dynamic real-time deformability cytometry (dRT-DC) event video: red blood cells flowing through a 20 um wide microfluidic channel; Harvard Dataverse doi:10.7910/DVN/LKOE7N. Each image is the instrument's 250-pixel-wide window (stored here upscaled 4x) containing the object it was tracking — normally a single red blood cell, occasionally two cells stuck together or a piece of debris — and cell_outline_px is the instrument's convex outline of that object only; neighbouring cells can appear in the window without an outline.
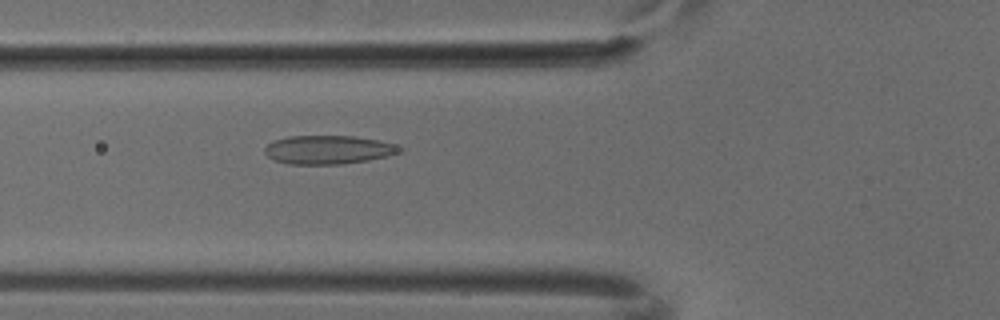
{"species": "common noctule bat (a hibernating species)", "species_latin": "Nyctalus noctula", "temperature_condition": "cold", "stored_images_in_passage": 4, "camera_frame_rate_fps": 3000, "um_per_image_px": 0.085, "animal": {"sex": "male", "body_mass_g": 18.8}, "frame": {"image": 1, "passage_image": 4, "time_ms": 1.0, "image_size_px": [1000, 320], "cell_outline_px": [[404, 152], [388, 156], [368, 160], [340, 164], [288, 164], [276, 160], [268, 156], [264, 152], [264, 148], [268, 144], [276, 140], [288, 136], [352, 136], [380, 140], [396, 144], [404, 148]], "centroid_in_image_um": [27.97, 12.72], "position_along_channel_um": 97.8, "area_um2": 22.6}}